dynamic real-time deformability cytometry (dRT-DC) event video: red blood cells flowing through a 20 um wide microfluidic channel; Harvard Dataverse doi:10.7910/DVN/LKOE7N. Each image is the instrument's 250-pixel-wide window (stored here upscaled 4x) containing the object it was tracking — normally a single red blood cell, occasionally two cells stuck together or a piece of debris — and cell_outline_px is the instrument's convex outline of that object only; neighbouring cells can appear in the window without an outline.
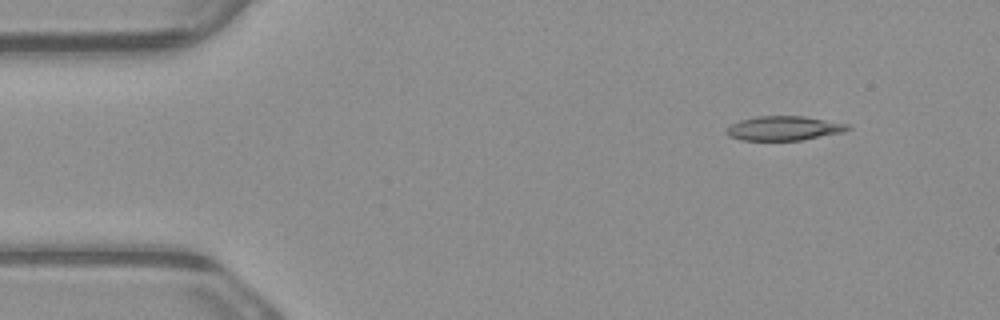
{"species": "common noctule bat (a hibernating species)", "species_latin": "Nyctalus noctula", "temperature_condition": "warm", "stored_images_in_passage": 5, "camera_frame_rate_fps": 3000, "um_per_image_px": 0.085, "animal": {"sex": "male", "body_mass_g": 23.1, "forearm_length_mm": 52.7}, "frame": {"image": 1, "passage_image": 2, "time_ms": 0.333, "image_size_px": [1000, 320], "cell_outline_px": [[852, 128], [844, 132], [804, 140], [740, 140], [728, 136], [724, 132], [732, 124], [740, 120], [756, 116], [804, 116], [848, 124]], "centroid_in_image_um": [66.64, 10.91], "position_along_channel_um": 18.4, "area_um2": 17.28}}
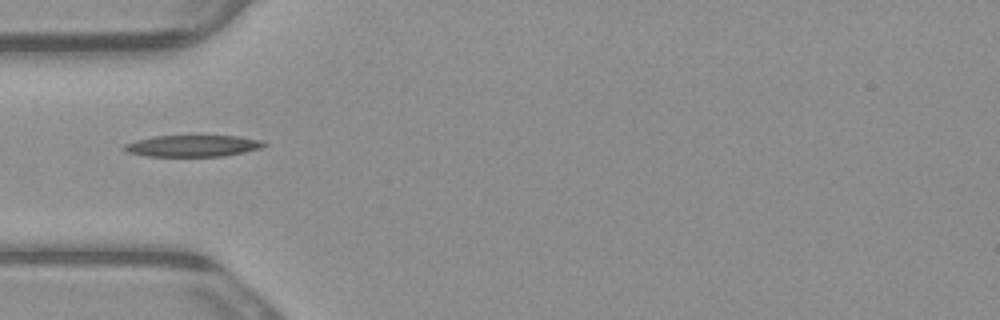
{"frame": {"image": 2, "passage_image": 5, "time_ms": 1.333, "image_size_px": [1000, 320], "cell_outline_px": [[268, 144], [260, 148], [244, 152], [224, 156], [148, 156], [128, 152], [120, 148], [124, 144], [136, 140], [152, 136], [240, 136], [260, 140]], "centroid_in_image_um": [16.36, 12.39], "position_along_channel_um": 68.6, "area_um2": 17.51}}